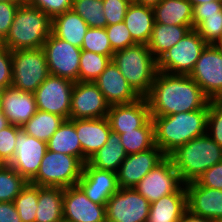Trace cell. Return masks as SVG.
I'll list each match as a JSON object with an SVG mask.
<instances>
[{
  "label": "cell",
  "instance_id": "6da1fadb",
  "mask_svg": "<svg viewBox=\"0 0 222 222\" xmlns=\"http://www.w3.org/2000/svg\"><path fill=\"white\" fill-rule=\"evenodd\" d=\"M147 99L151 116L208 110L209 98L189 75L158 71Z\"/></svg>",
  "mask_w": 222,
  "mask_h": 222
},
{
  "label": "cell",
  "instance_id": "7a4b0ae2",
  "mask_svg": "<svg viewBox=\"0 0 222 222\" xmlns=\"http://www.w3.org/2000/svg\"><path fill=\"white\" fill-rule=\"evenodd\" d=\"M208 110L151 116L155 145L168 157L179 146L207 133Z\"/></svg>",
  "mask_w": 222,
  "mask_h": 222
},
{
  "label": "cell",
  "instance_id": "3957f363",
  "mask_svg": "<svg viewBox=\"0 0 222 222\" xmlns=\"http://www.w3.org/2000/svg\"><path fill=\"white\" fill-rule=\"evenodd\" d=\"M52 19L26 1L17 9L7 36L0 42L9 50L37 49L51 34Z\"/></svg>",
  "mask_w": 222,
  "mask_h": 222
},
{
  "label": "cell",
  "instance_id": "277c9868",
  "mask_svg": "<svg viewBox=\"0 0 222 222\" xmlns=\"http://www.w3.org/2000/svg\"><path fill=\"white\" fill-rule=\"evenodd\" d=\"M168 157L181 181L186 184L196 181L205 171L222 161V147L206 133L179 146Z\"/></svg>",
  "mask_w": 222,
  "mask_h": 222
},
{
  "label": "cell",
  "instance_id": "5b68a950",
  "mask_svg": "<svg viewBox=\"0 0 222 222\" xmlns=\"http://www.w3.org/2000/svg\"><path fill=\"white\" fill-rule=\"evenodd\" d=\"M112 62L140 97L148 95L158 73V62L148 45L135 44L115 51Z\"/></svg>",
  "mask_w": 222,
  "mask_h": 222
},
{
  "label": "cell",
  "instance_id": "8992f818",
  "mask_svg": "<svg viewBox=\"0 0 222 222\" xmlns=\"http://www.w3.org/2000/svg\"><path fill=\"white\" fill-rule=\"evenodd\" d=\"M83 166L77 157L47 149L36 176L29 183L62 188L75 186L81 178Z\"/></svg>",
  "mask_w": 222,
  "mask_h": 222
},
{
  "label": "cell",
  "instance_id": "52a82bcc",
  "mask_svg": "<svg viewBox=\"0 0 222 222\" xmlns=\"http://www.w3.org/2000/svg\"><path fill=\"white\" fill-rule=\"evenodd\" d=\"M12 87L35 92L50 75L43 48L11 51Z\"/></svg>",
  "mask_w": 222,
  "mask_h": 222
},
{
  "label": "cell",
  "instance_id": "ba28073f",
  "mask_svg": "<svg viewBox=\"0 0 222 222\" xmlns=\"http://www.w3.org/2000/svg\"><path fill=\"white\" fill-rule=\"evenodd\" d=\"M208 44L193 28L158 60V71L172 75H190Z\"/></svg>",
  "mask_w": 222,
  "mask_h": 222
},
{
  "label": "cell",
  "instance_id": "9c48e42d",
  "mask_svg": "<svg viewBox=\"0 0 222 222\" xmlns=\"http://www.w3.org/2000/svg\"><path fill=\"white\" fill-rule=\"evenodd\" d=\"M50 75L79 81L81 48L56 37L52 32L43 44Z\"/></svg>",
  "mask_w": 222,
  "mask_h": 222
},
{
  "label": "cell",
  "instance_id": "30bf717a",
  "mask_svg": "<svg viewBox=\"0 0 222 222\" xmlns=\"http://www.w3.org/2000/svg\"><path fill=\"white\" fill-rule=\"evenodd\" d=\"M74 84L69 79L49 75L34 92L37 109L69 120Z\"/></svg>",
  "mask_w": 222,
  "mask_h": 222
},
{
  "label": "cell",
  "instance_id": "8fae6325",
  "mask_svg": "<svg viewBox=\"0 0 222 222\" xmlns=\"http://www.w3.org/2000/svg\"><path fill=\"white\" fill-rule=\"evenodd\" d=\"M150 202L134 188H119L106 203L107 222H147Z\"/></svg>",
  "mask_w": 222,
  "mask_h": 222
},
{
  "label": "cell",
  "instance_id": "7c38bea8",
  "mask_svg": "<svg viewBox=\"0 0 222 222\" xmlns=\"http://www.w3.org/2000/svg\"><path fill=\"white\" fill-rule=\"evenodd\" d=\"M209 99H222V53L207 45L189 75Z\"/></svg>",
  "mask_w": 222,
  "mask_h": 222
},
{
  "label": "cell",
  "instance_id": "4fadbf2b",
  "mask_svg": "<svg viewBox=\"0 0 222 222\" xmlns=\"http://www.w3.org/2000/svg\"><path fill=\"white\" fill-rule=\"evenodd\" d=\"M184 183L172 160L166 157L145 175L134 189L150 203L176 192Z\"/></svg>",
  "mask_w": 222,
  "mask_h": 222
},
{
  "label": "cell",
  "instance_id": "5bb4252c",
  "mask_svg": "<svg viewBox=\"0 0 222 222\" xmlns=\"http://www.w3.org/2000/svg\"><path fill=\"white\" fill-rule=\"evenodd\" d=\"M16 149L12 161L8 164L27 182L37 174L41 161L47 151V142L29 136L21 128L17 132Z\"/></svg>",
  "mask_w": 222,
  "mask_h": 222
},
{
  "label": "cell",
  "instance_id": "9a60e30c",
  "mask_svg": "<svg viewBox=\"0 0 222 222\" xmlns=\"http://www.w3.org/2000/svg\"><path fill=\"white\" fill-rule=\"evenodd\" d=\"M109 104L93 82H75L71 97L70 119L107 117Z\"/></svg>",
  "mask_w": 222,
  "mask_h": 222
},
{
  "label": "cell",
  "instance_id": "2e32d148",
  "mask_svg": "<svg viewBox=\"0 0 222 222\" xmlns=\"http://www.w3.org/2000/svg\"><path fill=\"white\" fill-rule=\"evenodd\" d=\"M63 219L69 222H107L106 205H100L87 198L78 186L64 188Z\"/></svg>",
  "mask_w": 222,
  "mask_h": 222
},
{
  "label": "cell",
  "instance_id": "e0dca14e",
  "mask_svg": "<svg viewBox=\"0 0 222 222\" xmlns=\"http://www.w3.org/2000/svg\"><path fill=\"white\" fill-rule=\"evenodd\" d=\"M166 157L156 145L146 151L127 155L116 172L119 188H134Z\"/></svg>",
  "mask_w": 222,
  "mask_h": 222
},
{
  "label": "cell",
  "instance_id": "ac0fdd59",
  "mask_svg": "<svg viewBox=\"0 0 222 222\" xmlns=\"http://www.w3.org/2000/svg\"><path fill=\"white\" fill-rule=\"evenodd\" d=\"M77 185L87 198L100 205H106L110 197L119 190L116 172L94 168L87 162Z\"/></svg>",
  "mask_w": 222,
  "mask_h": 222
},
{
  "label": "cell",
  "instance_id": "d6986e66",
  "mask_svg": "<svg viewBox=\"0 0 222 222\" xmlns=\"http://www.w3.org/2000/svg\"><path fill=\"white\" fill-rule=\"evenodd\" d=\"M151 118L145 97L128 104L110 105L107 114L111 131L119 134L141 128Z\"/></svg>",
  "mask_w": 222,
  "mask_h": 222
},
{
  "label": "cell",
  "instance_id": "ffe728a7",
  "mask_svg": "<svg viewBox=\"0 0 222 222\" xmlns=\"http://www.w3.org/2000/svg\"><path fill=\"white\" fill-rule=\"evenodd\" d=\"M93 83L102 92L109 105L128 104L141 98L112 60Z\"/></svg>",
  "mask_w": 222,
  "mask_h": 222
},
{
  "label": "cell",
  "instance_id": "44dd1931",
  "mask_svg": "<svg viewBox=\"0 0 222 222\" xmlns=\"http://www.w3.org/2000/svg\"><path fill=\"white\" fill-rule=\"evenodd\" d=\"M188 210L197 216L222 220V190L198 185L195 181L185 184Z\"/></svg>",
  "mask_w": 222,
  "mask_h": 222
},
{
  "label": "cell",
  "instance_id": "7402d4cb",
  "mask_svg": "<svg viewBox=\"0 0 222 222\" xmlns=\"http://www.w3.org/2000/svg\"><path fill=\"white\" fill-rule=\"evenodd\" d=\"M75 129L82 147V163L102 148L110 135L111 127L107 117L75 119Z\"/></svg>",
  "mask_w": 222,
  "mask_h": 222
},
{
  "label": "cell",
  "instance_id": "603a6c76",
  "mask_svg": "<svg viewBox=\"0 0 222 222\" xmlns=\"http://www.w3.org/2000/svg\"><path fill=\"white\" fill-rule=\"evenodd\" d=\"M33 92L8 87L2 90V112L9 124L22 127L37 112Z\"/></svg>",
  "mask_w": 222,
  "mask_h": 222
},
{
  "label": "cell",
  "instance_id": "cb8c5ba5",
  "mask_svg": "<svg viewBox=\"0 0 222 222\" xmlns=\"http://www.w3.org/2000/svg\"><path fill=\"white\" fill-rule=\"evenodd\" d=\"M193 28L208 45L222 38V2L210 1L193 7Z\"/></svg>",
  "mask_w": 222,
  "mask_h": 222
},
{
  "label": "cell",
  "instance_id": "d4e9b609",
  "mask_svg": "<svg viewBox=\"0 0 222 222\" xmlns=\"http://www.w3.org/2000/svg\"><path fill=\"white\" fill-rule=\"evenodd\" d=\"M187 210V192L183 184L176 192L150 203L147 222H178Z\"/></svg>",
  "mask_w": 222,
  "mask_h": 222
},
{
  "label": "cell",
  "instance_id": "484cf974",
  "mask_svg": "<svg viewBox=\"0 0 222 222\" xmlns=\"http://www.w3.org/2000/svg\"><path fill=\"white\" fill-rule=\"evenodd\" d=\"M154 12L152 7L132 1L126 11L124 23L132 39L137 44H148L154 25Z\"/></svg>",
  "mask_w": 222,
  "mask_h": 222
},
{
  "label": "cell",
  "instance_id": "4316f807",
  "mask_svg": "<svg viewBox=\"0 0 222 222\" xmlns=\"http://www.w3.org/2000/svg\"><path fill=\"white\" fill-rule=\"evenodd\" d=\"M89 26L72 9L52 19L51 32L58 38L81 48Z\"/></svg>",
  "mask_w": 222,
  "mask_h": 222
},
{
  "label": "cell",
  "instance_id": "83f0119b",
  "mask_svg": "<svg viewBox=\"0 0 222 222\" xmlns=\"http://www.w3.org/2000/svg\"><path fill=\"white\" fill-rule=\"evenodd\" d=\"M62 187L38 186V203L35 222H62Z\"/></svg>",
  "mask_w": 222,
  "mask_h": 222
},
{
  "label": "cell",
  "instance_id": "f1b7e54d",
  "mask_svg": "<svg viewBox=\"0 0 222 222\" xmlns=\"http://www.w3.org/2000/svg\"><path fill=\"white\" fill-rule=\"evenodd\" d=\"M153 12L155 23L193 25V6L189 0H161Z\"/></svg>",
  "mask_w": 222,
  "mask_h": 222
},
{
  "label": "cell",
  "instance_id": "f546056e",
  "mask_svg": "<svg viewBox=\"0 0 222 222\" xmlns=\"http://www.w3.org/2000/svg\"><path fill=\"white\" fill-rule=\"evenodd\" d=\"M191 29L193 25H165L154 22L152 35L147 44L151 54L158 60Z\"/></svg>",
  "mask_w": 222,
  "mask_h": 222
},
{
  "label": "cell",
  "instance_id": "4dcf8cb0",
  "mask_svg": "<svg viewBox=\"0 0 222 222\" xmlns=\"http://www.w3.org/2000/svg\"><path fill=\"white\" fill-rule=\"evenodd\" d=\"M127 153L121 143L120 136L111 131L106 144L94 153L87 163L100 170L117 172Z\"/></svg>",
  "mask_w": 222,
  "mask_h": 222
},
{
  "label": "cell",
  "instance_id": "1f68e13d",
  "mask_svg": "<svg viewBox=\"0 0 222 222\" xmlns=\"http://www.w3.org/2000/svg\"><path fill=\"white\" fill-rule=\"evenodd\" d=\"M47 149L77 157L82 162V147L75 129V119L64 120L47 141Z\"/></svg>",
  "mask_w": 222,
  "mask_h": 222
},
{
  "label": "cell",
  "instance_id": "d6a6232c",
  "mask_svg": "<svg viewBox=\"0 0 222 222\" xmlns=\"http://www.w3.org/2000/svg\"><path fill=\"white\" fill-rule=\"evenodd\" d=\"M64 120L57 114L37 110L35 115L21 129L29 136L47 142Z\"/></svg>",
  "mask_w": 222,
  "mask_h": 222
},
{
  "label": "cell",
  "instance_id": "836d02e7",
  "mask_svg": "<svg viewBox=\"0 0 222 222\" xmlns=\"http://www.w3.org/2000/svg\"><path fill=\"white\" fill-rule=\"evenodd\" d=\"M127 155L146 151L155 146L154 124L150 118L141 128L119 134Z\"/></svg>",
  "mask_w": 222,
  "mask_h": 222
},
{
  "label": "cell",
  "instance_id": "e575fe53",
  "mask_svg": "<svg viewBox=\"0 0 222 222\" xmlns=\"http://www.w3.org/2000/svg\"><path fill=\"white\" fill-rule=\"evenodd\" d=\"M111 60L109 56L82 50L79 64V81L94 82Z\"/></svg>",
  "mask_w": 222,
  "mask_h": 222
},
{
  "label": "cell",
  "instance_id": "d590c367",
  "mask_svg": "<svg viewBox=\"0 0 222 222\" xmlns=\"http://www.w3.org/2000/svg\"><path fill=\"white\" fill-rule=\"evenodd\" d=\"M27 181L10 165L0 168V202H13Z\"/></svg>",
  "mask_w": 222,
  "mask_h": 222
},
{
  "label": "cell",
  "instance_id": "8d00e7d4",
  "mask_svg": "<svg viewBox=\"0 0 222 222\" xmlns=\"http://www.w3.org/2000/svg\"><path fill=\"white\" fill-rule=\"evenodd\" d=\"M72 10L81 16L89 27L107 26L102 0H73Z\"/></svg>",
  "mask_w": 222,
  "mask_h": 222
},
{
  "label": "cell",
  "instance_id": "74e56055",
  "mask_svg": "<svg viewBox=\"0 0 222 222\" xmlns=\"http://www.w3.org/2000/svg\"><path fill=\"white\" fill-rule=\"evenodd\" d=\"M22 222H35L38 203V186L31 183L22 189L13 201Z\"/></svg>",
  "mask_w": 222,
  "mask_h": 222
},
{
  "label": "cell",
  "instance_id": "f35d334b",
  "mask_svg": "<svg viewBox=\"0 0 222 222\" xmlns=\"http://www.w3.org/2000/svg\"><path fill=\"white\" fill-rule=\"evenodd\" d=\"M81 50L109 56L111 59L114 54L105 28L89 27L84 36Z\"/></svg>",
  "mask_w": 222,
  "mask_h": 222
},
{
  "label": "cell",
  "instance_id": "ab89813d",
  "mask_svg": "<svg viewBox=\"0 0 222 222\" xmlns=\"http://www.w3.org/2000/svg\"><path fill=\"white\" fill-rule=\"evenodd\" d=\"M207 134L222 147V99L209 100Z\"/></svg>",
  "mask_w": 222,
  "mask_h": 222
},
{
  "label": "cell",
  "instance_id": "60d3db41",
  "mask_svg": "<svg viewBox=\"0 0 222 222\" xmlns=\"http://www.w3.org/2000/svg\"><path fill=\"white\" fill-rule=\"evenodd\" d=\"M105 29L114 52L137 44L132 39L124 21L113 25H107Z\"/></svg>",
  "mask_w": 222,
  "mask_h": 222
},
{
  "label": "cell",
  "instance_id": "b9f144b4",
  "mask_svg": "<svg viewBox=\"0 0 222 222\" xmlns=\"http://www.w3.org/2000/svg\"><path fill=\"white\" fill-rule=\"evenodd\" d=\"M20 126L9 124L0 131V159L8 165L15 154L16 137Z\"/></svg>",
  "mask_w": 222,
  "mask_h": 222
},
{
  "label": "cell",
  "instance_id": "7bdbcfd3",
  "mask_svg": "<svg viewBox=\"0 0 222 222\" xmlns=\"http://www.w3.org/2000/svg\"><path fill=\"white\" fill-rule=\"evenodd\" d=\"M26 2L53 19L55 16L71 10L73 0H26Z\"/></svg>",
  "mask_w": 222,
  "mask_h": 222
},
{
  "label": "cell",
  "instance_id": "ee69618b",
  "mask_svg": "<svg viewBox=\"0 0 222 222\" xmlns=\"http://www.w3.org/2000/svg\"><path fill=\"white\" fill-rule=\"evenodd\" d=\"M107 25L124 21V17L132 0H102Z\"/></svg>",
  "mask_w": 222,
  "mask_h": 222
},
{
  "label": "cell",
  "instance_id": "f6af8a7d",
  "mask_svg": "<svg viewBox=\"0 0 222 222\" xmlns=\"http://www.w3.org/2000/svg\"><path fill=\"white\" fill-rule=\"evenodd\" d=\"M23 1L0 2V42L7 36L14 15Z\"/></svg>",
  "mask_w": 222,
  "mask_h": 222
},
{
  "label": "cell",
  "instance_id": "bcb514c9",
  "mask_svg": "<svg viewBox=\"0 0 222 222\" xmlns=\"http://www.w3.org/2000/svg\"><path fill=\"white\" fill-rule=\"evenodd\" d=\"M12 74L11 50L0 44V90L12 86Z\"/></svg>",
  "mask_w": 222,
  "mask_h": 222
},
{
  "label": "cell",
  "instance_id": "7dc6e473",
  "mask_svg": "<svg viewBox=\"0 0 222 222\" xmlns=\"http://www.w3.org/2000/svg\"><path fill=\"white\" fill-rule=\"evenodd\" d=\"M195 182L200 186L222 190V161L205 171Z\"/></svg>",
  "mask_w": 222,
  "mask_h": 222
},
{
  "label": "cell",
  "instance_id": "c3c4849f",
  "mask_svg": "<svg viewBox=\"0 0 222 222\" xmlns=\"http://www.w3.org/2000/svg\"><path fill=\"white\" fill-rule=\"evenodd\" d=\"M0 222H22L13 202H0Z\"/></svg>",
  "mask_w": 222,
  "mask_h": 222
},
{
  "label": "cell",
  "instance_id": "681fc988",
  "mask_svg": "<svg viewBox=\"0 0 222 222\" xmlns=\"http://www.w3.org/2000/svg\"><path fill=\"white\" fill-rule=\"evenodd\" d=\"M178 222H216L210 218H204L201 216H197L192 214L189 210H187Z\"/></svg>",
  "mask_w": 222,
  "mask_h": 222
},
{
  "label": "cell",
  "instance_id": "f907efd6",
  "mask_svg": "<svg viewBox=\"0 0 222 222\" xmlns=\"http://www.w3.org/2000/svg\"><path fill=\"white\" fill-rule=\"evenodd\" d=\"M8 125L9 122L2 112V90H0V131Z\"/></svg>",
  "mask_w": 222,
  "mask_h": 222
},
{
  "label": "cell",
  "instance_id": "816d5d0a",
  "mask_svg": "<svg viewBox=\"0 0 222 222\" xmlns=\"http://www.w3.org/2000/svg\"><path fill=\"white\" fill-rule=\"evenodd\" d=\"M138 4H142L148 7H155L161 0H132Z\"/></svg>",
  "mask_w": 222,
  "mask_h": 222
},
{
  "label": "cell",
  "instance_id": "f5cc1de1",
  "mask_svg": "<svg viewBox=\"0 0 222 222\" xmlns=\"http://www.w3.org/2000/svg\"><path fill=\"white\" fill-rule=\"evenodd\" d=\"M189 1H190V3L192 4L193 7L197 6V5H200V4L210 2V1L222 2V0H189Z\"/></svg>",
  "mask_w": 222,
  "mask_h": 222
},
{
  "label": "cell",
  "instance_id": "db71d44e",
  "mask_svg": "<svg viewBox=\"0 0 222 222\" xmlns=\"http://www.w3.org/2000/svg\"><path fill=\"white\" fill-rule=\"evenodd\" d=\"M214 45L220 51V53H222V38L219 39Z\"/></svg>",
  "mask_w": 222,
  "mask_h": 222
},
{
  "label": "cell",
  "instance_id": "11a10c76",
  "mask_svg": "<svg viewBox=\"0 0 222 222\" xmlns=\"http://www.w3.org/2000/svg\"><path fill=\"white\" fill-rule=\"evenodd\" d=\"M6 165L1 159H0V168Z\"/></svg>",
  "mask_w": 222,
  "mask_h": 222
},
{
  "label": "cell",
  "instance_id": "9f6ffc18",
  "mask_svg": "<svg viewBox=\"0 0 222 222\" xmlns=\"http://www.w3.org/2000/svg\"><path fill=\"white\" fill-rule=\"evenodd\" d=\"M5 1H22V0H0V2H5Z\"/></svg>",
  "mask_w": 222,
  "mask_h": 222
}]
</instances>
